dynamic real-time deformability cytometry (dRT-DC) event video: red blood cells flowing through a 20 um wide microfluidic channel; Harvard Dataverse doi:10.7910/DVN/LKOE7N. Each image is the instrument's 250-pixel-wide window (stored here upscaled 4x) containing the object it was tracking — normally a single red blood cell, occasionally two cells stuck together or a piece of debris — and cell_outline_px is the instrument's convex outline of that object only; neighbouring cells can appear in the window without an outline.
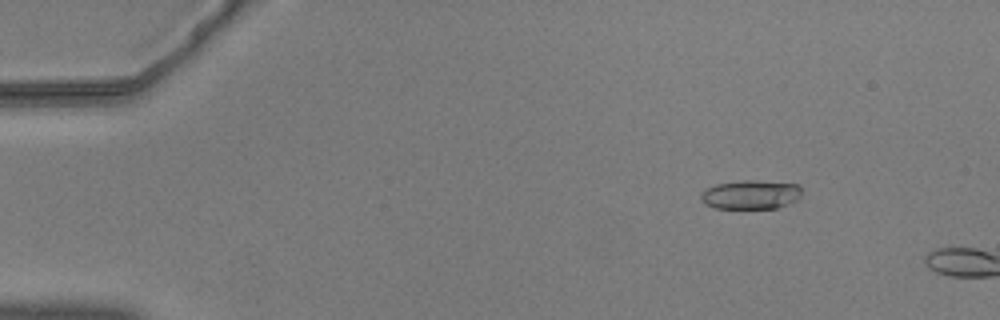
{"species": "common noctule bat (a hibernating species)", "species_latin": "Nyctalus noctula", "temperature_condition": "warm", "stored_images_in_passage": 11, "camera_frame_rate_fps": 3000, "um_per_image_px": 0.085, "animal": {"sex": "male", "body_mass_g": 20.5, "forearm_length_mm": 52.5}, "frame": {"image": 1, "passage_image": 8, "time_ms": 2.333, "image_size_px": [1000, 320], "cell_outline_px": [[800, 196], [796, 200], [776, 208], [716, 208], [704, 204], [700, 200], [700, 192], [704, 188], [716, 184], [744, 180], [752, 180], [800, 184]], "centroid_in_image_um": [63.75, 16.53], "position_along_channel_um": 21.2, "area_um2": 17.11}}